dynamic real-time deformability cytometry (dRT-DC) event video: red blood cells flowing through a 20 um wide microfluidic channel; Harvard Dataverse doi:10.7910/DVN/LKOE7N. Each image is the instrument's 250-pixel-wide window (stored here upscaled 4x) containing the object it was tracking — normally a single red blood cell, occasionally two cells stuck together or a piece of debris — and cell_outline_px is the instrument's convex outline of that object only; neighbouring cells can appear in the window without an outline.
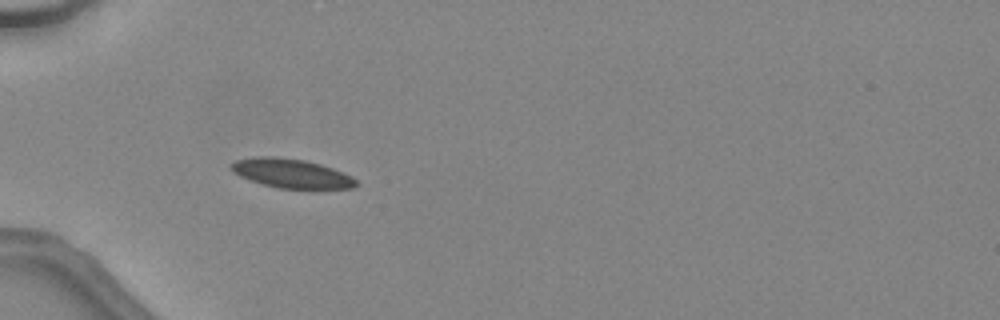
{"species": "common noctule bat (a hibernating species)", "species_latin": "Nyctalus noctula", "temperature_condition": "warm", "stored_images_in_passage": 32, "camera_frame_rate_fps": 3000, "um_per_image_px": 0.085, "animal": {"sex": "female", "body_mass_g": 24.6, "forearm_length_mm": 56.2}, "frame": {"image": 1, "passage_image": 1, "time_ms": 0.0, "image_size_px": [1000, 320], "cell_outline_px": [[360, 184], [352, 188], [276, 188], [240, 176], [232, 172], [228, 168], [228, 164], [236, 160], [256, 156], [272, 156], [304, 160], [320, 164], [344, 172], [352, 176]], "centroid_in_image_um": [24.74, 14.72], "position_along_channel_um": 60.3, "area_um2": 21.21}}
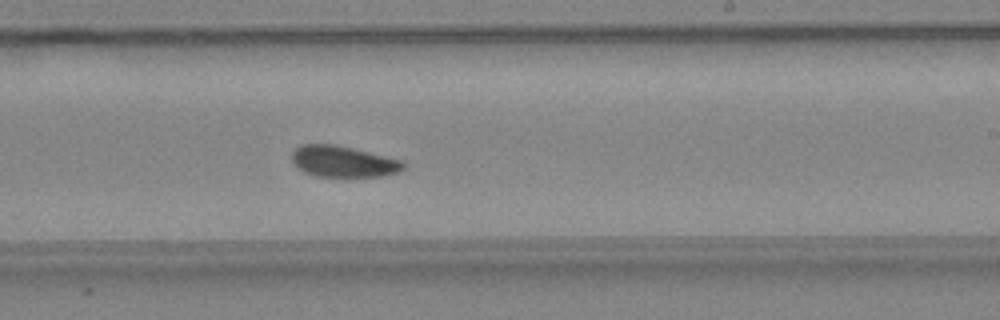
{"frame": {"image": 2, "passage_image": 15, "time_ms": 4.667, "image_size_px": [1000, 320], "cell_outline_px": [[408, 164], [400, 172], [384, 176], [316, 176], [304, 172], [296, 168], [292, 160], [292, 152], [300, 144], [336, 144], [404, 160]], "centroid_in_image_um": [29.21, 13.72], "position_along_channel_um": 259.8, "area_um2": 20.58}}
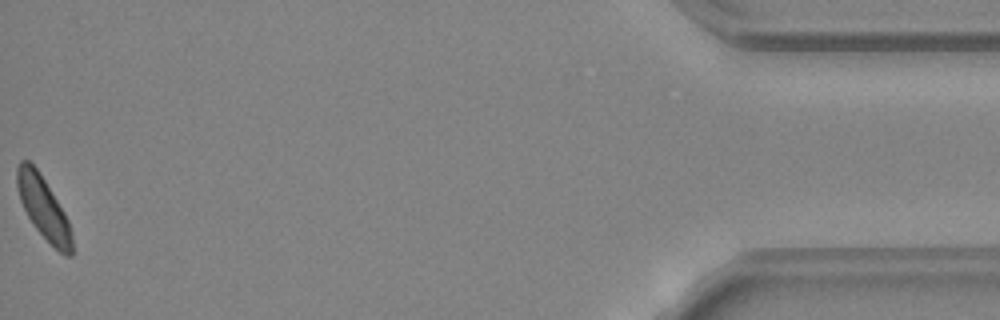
{"frame": {"image": 3, "passage_image": 32, "time_ms": 10.333, "image_size_px": [1000, 320], "cell_outline_px": [[72, 256], [64, 256], [36, 228], [28, 216], [20, 200], [16, 188], [16, 168], [20, 160], [28, 160], [36, 168], [44, 180], [64, 212], [68, 220], [72, 232]], "centroid_in_image_um": [3.68, 17.65], "position_along_channel_um": 431.5, "area_um2": 19.59}, "authors_computed_cell_mechanics": {"area_um2": 20.7213, "velocity_mm_per_s": 4.519, "shape_relaxation_time_tau1_ms": 5.5678, "shape_relaxation_time_tau2_ms": null, "deformation_change_tau1": 0.1049, "deformation_change_tau2": null}}